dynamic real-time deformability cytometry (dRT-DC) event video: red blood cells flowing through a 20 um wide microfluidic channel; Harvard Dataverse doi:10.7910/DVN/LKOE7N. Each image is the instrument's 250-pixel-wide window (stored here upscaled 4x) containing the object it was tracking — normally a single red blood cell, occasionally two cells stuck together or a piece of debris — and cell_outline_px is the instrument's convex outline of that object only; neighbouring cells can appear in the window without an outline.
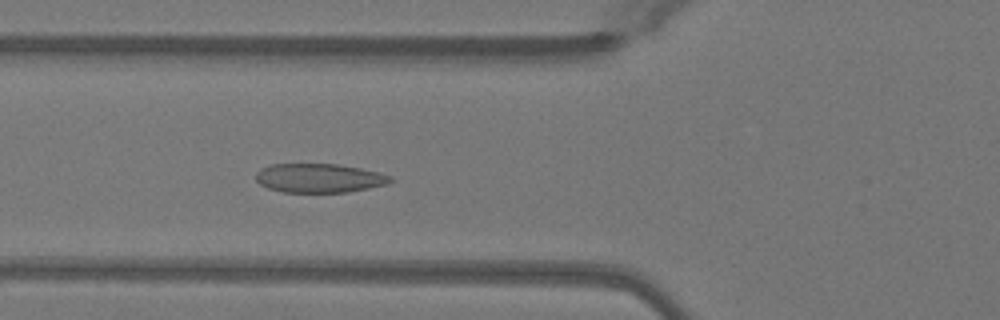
{"species": "Egyptian fruit bat (a non-hibernating species)", "species_latin": "Rousettus aegyptiacus", "temperature_condition": "warm", "stored_images_in_passage": 50, "camera_frame_rate_fps": 3000, "um_per_image_px": 0.085, "animal": {"sex": "female"}, "frame": {"image": 1, "passage_image": 19, "time_ms": 6.0, "image_size_px": [1000, 320], "cell_outline_px": [[392, 180], [388, 184], [348, 192], [284, 192], [268, 188], [260, 184], [256, 180], [256, 172], [260, 168], [272, 164], [336, 164], [360, 168], [380, 172], [392, 176]], "centroid_in_image_um": [27.13, 15.13], "position_along_channel_um": 98.7, "area_um2": 22.77}}
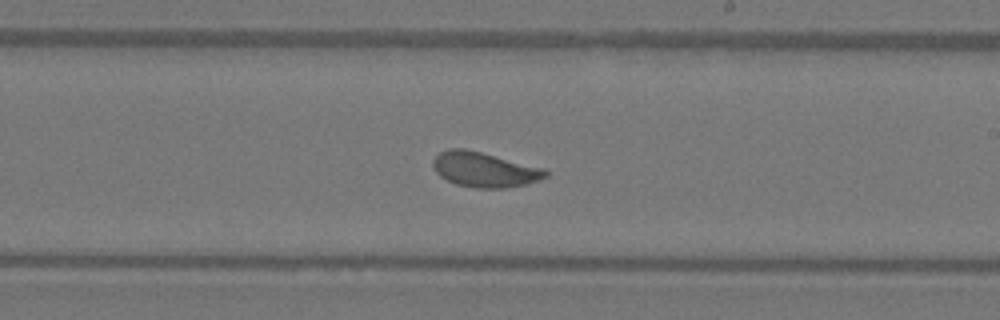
{"frame": {"image": 2, "passage_image": 30, "time_ms": 9.667, "image_size_px": [1000, 320], "cell_outline_px": [[548, 176], [540, 180], [524, 184], [504, 188], [476, 188], [456, 184], [440, 176], [432, 168], [432, 160], [440, 152], [448, 148], [464, 148], [544, 168], [548, 172]], "centroid_in_image_um": [41.15, 14.41], "position_along_channel_um": 247.8, "area_um2": 22.83}}
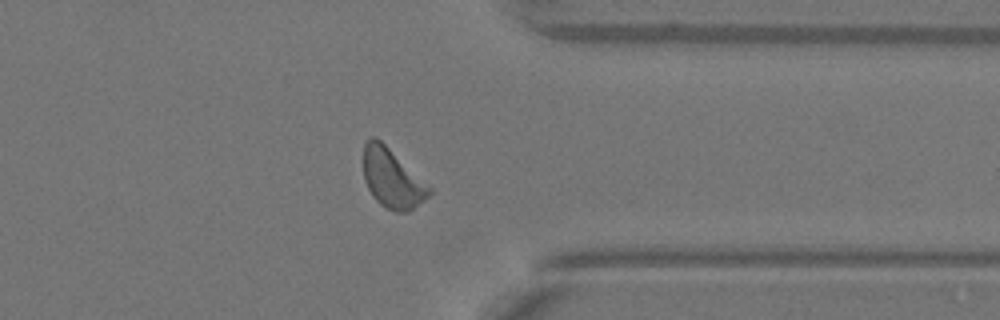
{"frame": {"image": 3, "passage_image": 40, "time_ms": 13.0, "image_size_px": [1000, 320], "cell_outline_px": [[432, 192], [424, 200], [408, 212], [396, 212], [380, 204], [372, 196], [364, 180], [364, 144], [372, 136], [376, 136], [432, 188]], "centroid_in_image_um": [33.33, 15.17], "position_along_channel_um": 378.1, "area_um2": 22.43}, "authors_computed_cell_mechanics": {"area_um2": 22.8599, "velocity_mm_per_s": 4.0633, "shape_relaxation_time_tau1_ms": 2.5169, "shape_relaxation_time_tau2_ms": null, "deformation_change_tau1": 0.106, "deformation_change_tau2": null}}